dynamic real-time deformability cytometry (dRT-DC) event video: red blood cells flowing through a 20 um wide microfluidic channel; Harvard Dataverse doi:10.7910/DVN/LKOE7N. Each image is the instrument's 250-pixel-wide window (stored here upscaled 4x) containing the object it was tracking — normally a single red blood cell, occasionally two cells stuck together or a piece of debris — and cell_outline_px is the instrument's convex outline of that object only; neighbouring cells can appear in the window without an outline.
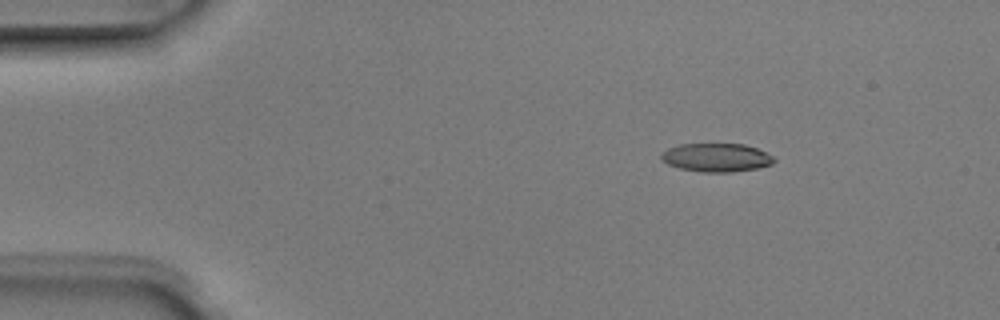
{"species": "Egyptian fruit bat (a non-hibernating species)", "species_latin": "Rousettus aegyptiacus", "temperature_condition": "room temperature", "stored_images_in_passage": 4, "camera_frame_rate_fps": 3000, "um_per_image_px": 0.085, "animal": {"sex": "male"}, "frame": {"image": 1, "passage_image": 2, "time_ms": 0.333, "image_size_px": [1000, 320], "cell_outline_px": [[776, 160], [772, 164], [756, 168], [732, 172], [700, 172], [680, 168], [668, 164], [660, 160], [660, 156], [668, 148], [680, 144], [744, 144], [756, 148], [776, 156]], "centroid_in_image_um": [60.91, 13.39], "position_along_channel_um": 24.1, "area_um2": 18.79}}